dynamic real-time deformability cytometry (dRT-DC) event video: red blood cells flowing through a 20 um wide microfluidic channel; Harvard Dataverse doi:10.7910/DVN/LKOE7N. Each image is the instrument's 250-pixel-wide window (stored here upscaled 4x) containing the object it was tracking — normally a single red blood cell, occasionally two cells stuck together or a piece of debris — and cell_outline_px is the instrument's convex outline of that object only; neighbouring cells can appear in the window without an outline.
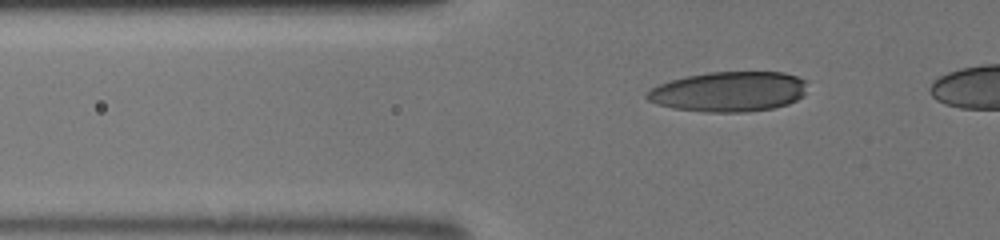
{"species": "human", "species_latin": "Homo sapiens", "temperature_condition": "room temperature", "stored_images_in_passage": 35, "camera_frame_rate_fps": 3000, "um_per_image_px": 0.085, "donor": {"sex": "male"}, "frame": {"image": 1, "passage_image": 9, "time_ms": 2.667, "image_size_px": [1000, 240], "cell_outline_px": [[808, 80], [804, 96], [788, 104], [772, 108], [744, 112], [704, 112], [672, 108], [656, 104], [648, 100], [644, 96], [652, 88], [660, 84], [672, 80], [688, 76], [708, 72], [784, 72]], "centroid_in_image_um": [61.99, 7.79], "position_along_channel_um": 63.8, "area_um2": 37.57}}
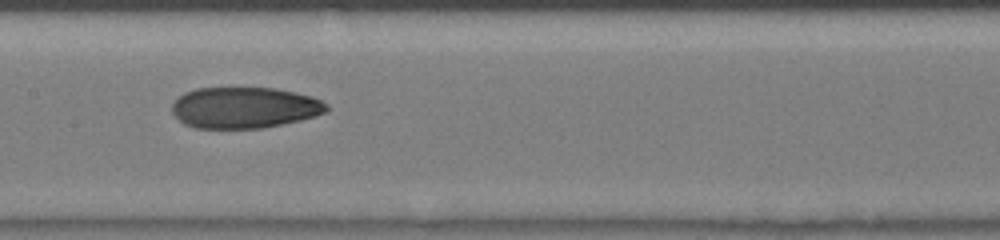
{"frame": {"image": 2, "passage_image": 18, "time_ms": 5.667, "image_size_px": [1000, 240], "cell_outline_px": [[328, 108], [324, 112], [300, 120], [260, 128], [196, 128], [184, 124], [172, 112], [172, 104], [184, 92], [196, 88], [276, 88], [296, 92], [312, 96], [328, 104]], "centroid_in_image_um": [20.76, 9.14], "position_along_channel_um": 186.6, "area_um2": 36.88}}
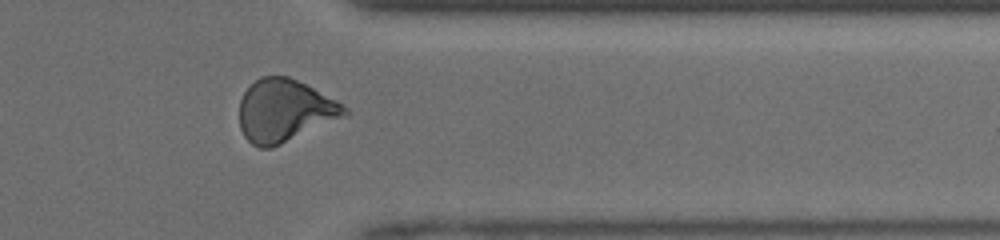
{"frame": {"image": 3, "passage_image": 31, "time_ms": 10.0, "image_size_px": [1000, 240], "cell_outline_px": [[352, 112], [348, 116], [272, 148], [260, 148], [252, 144], [244, 136], [240, 128], [240, 100], [244, 92], [260, 76], [288, 76], [336, 100], [348, 108]], "centroid_in_image_um": [24.22, 9.43], "position_along_channel_um": 387.2, "area_um2": 38.38}}